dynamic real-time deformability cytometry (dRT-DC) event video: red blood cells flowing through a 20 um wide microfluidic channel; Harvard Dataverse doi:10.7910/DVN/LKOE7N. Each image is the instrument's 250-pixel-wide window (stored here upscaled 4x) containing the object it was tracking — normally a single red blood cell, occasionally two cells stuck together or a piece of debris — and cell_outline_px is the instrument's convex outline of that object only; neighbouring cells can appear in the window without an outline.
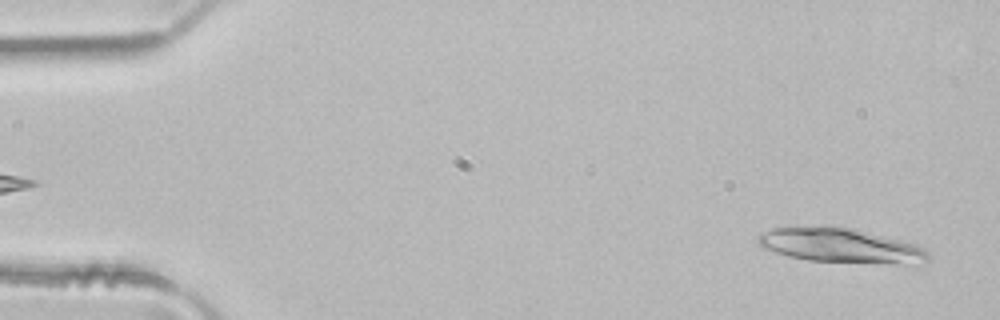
{"species": "common noctule bat (a hibernating species)", "species_latin": "Nyctalus noctula", "temperature_condition": "room temperature", "stored_images_in_passage": 4, "camera_frame_rate_fps": 3000, "um_per_image_px": 0.085, "animal": {"sex": "male", "body_mass_g": 21.5, "forearm_length_mm": 52.0}, "frame": {"image": 1, "passage_image": 4, "time_ms": 1.0, "image_size_px": [1000, 320], "cell_outline_px": [[928, 260], [904, 264], [888, 264], [808, 260], [788, 256], [760, 248], [756, 240], [756, 236], [760, 232], [772, 228], [828, 224], [852, 228], [900, 240], [912, 244], [928, 252]], "centroid_in_image_um": [71.3, 20.84], "position_along_channel_um": 13.7, "area_um2": 34.56}}